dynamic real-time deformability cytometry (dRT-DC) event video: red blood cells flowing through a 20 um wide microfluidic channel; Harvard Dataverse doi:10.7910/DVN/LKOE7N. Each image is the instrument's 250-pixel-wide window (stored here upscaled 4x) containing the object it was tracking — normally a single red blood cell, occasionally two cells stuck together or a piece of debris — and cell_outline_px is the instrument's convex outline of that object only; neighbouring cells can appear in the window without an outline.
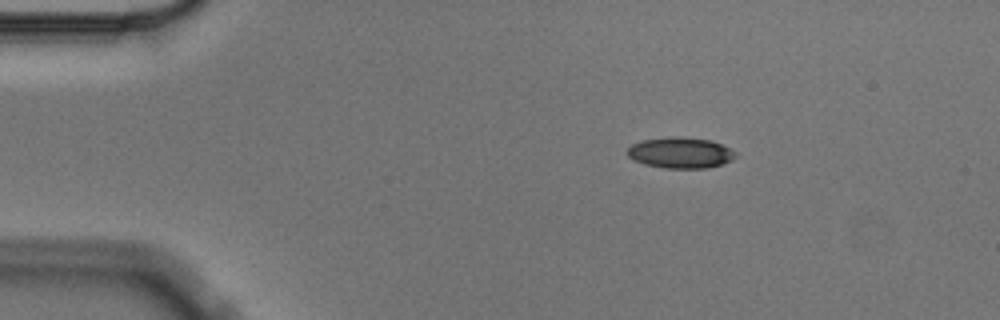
{"species": "Egyptian fruit bat (a non-hibernating species)", "species_latin": "Rousettus aegyptiacus", "temperature_condition": "cold", "stored_images_in_passage": 4, "segment_of_instrument_passage": [1, 2], "camera_frame_rate_fps": 3000, "um_per_image_px": 0.085, "animal": {"sex": "male"}, "frame": {"image": 1, "passage_image": 1, "time_ms": 0.0, "image_size_px": [1000, 320], "cell_outline_px": [[736, 156], [732, 160], [724, 164], [708, 168], [664, 168], [644, 164], [632, 160], [624, 152], [632, 144], [644, 140], [672, 136], [680, 136], [712, 140], [736, 152]], "centroid_in_image_um": [57.82, 12.99], "position_along_channel_um": 27.2, "area_um2": 19.71}}